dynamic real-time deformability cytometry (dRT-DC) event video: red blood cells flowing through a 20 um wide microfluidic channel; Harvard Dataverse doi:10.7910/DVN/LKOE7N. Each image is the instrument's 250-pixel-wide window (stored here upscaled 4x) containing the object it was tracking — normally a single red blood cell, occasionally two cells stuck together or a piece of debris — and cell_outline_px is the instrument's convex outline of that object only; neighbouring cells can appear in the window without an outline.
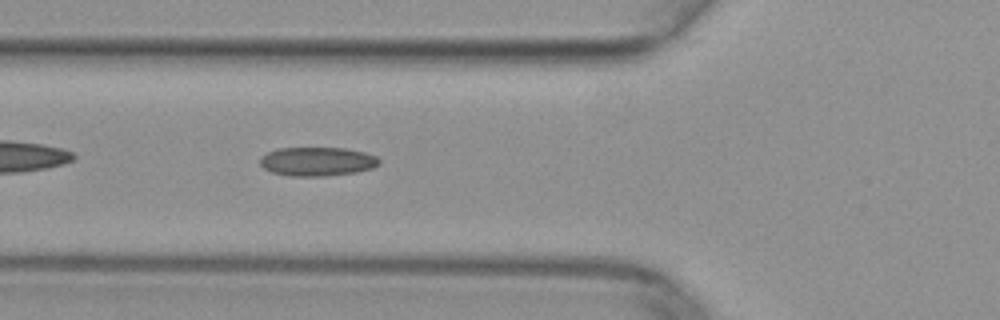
{"species": "common noctule bat (a hibernating species)", "species_latin": "Nyctalus noctula", "temperature_condition": "warm", "stored_images_in_passage": 38, "segment_of_instrument_passage": [1, 2], "camera_frame_rate_fps": 3000, "um_per_image_px": 0.085, "animal": {"sex": "female", "body_mass_g": 29.2, "forearm_length_mm": 56.3}, "frame": {"image": 1, "passage_image": 5, "time_ms": 1.333, "image_size_px": [1000, 320], "cell_outline_px": [[380, 164], [372, 168], [356, 172], [324, 176], [288, 176], [272, 172], [264, 168], [260, 164], [260, 156], [276, 148], [344, 148], [364, 152], [376, 156], [380, 160]], "centroid_in_image_um": [26.95, 13.72], "position_along_channel_um": 98.9, "area_um2": 20.11}}
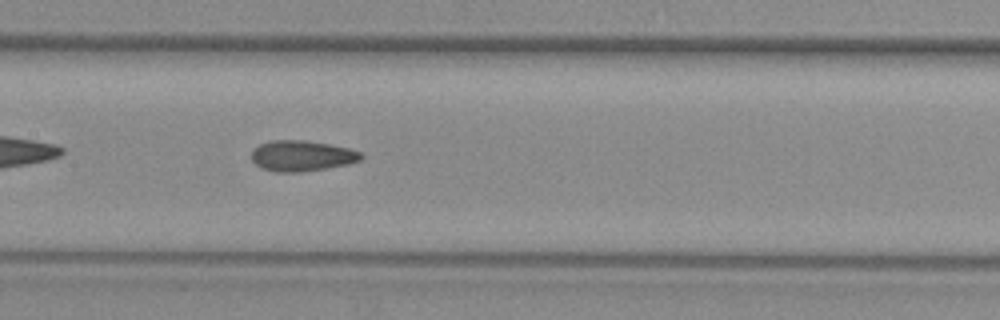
{"frame": {"image": 2, "passage_image": 11, "time_ms": 3.333, "image_size_px": [1000, 320], "cell_outline_px": [[364, 156], [360, 160], [348, 164], [300, 172], [276, 172], [264, 168], [256, 164], [252, 160], [252, 148], [268, 140], [304, 140], [328, 144], [348, 148], [360, 152]], "centroid_in_image_um": [25.63, 13.23], "position_along_channel_um": 181.8, "area_um2": 19.48}}
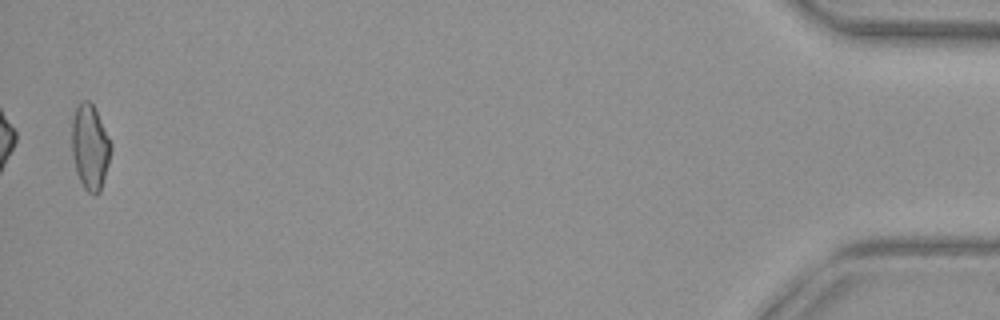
{"frame": {"image": 3, "passage_image": 36, "time_ms": 11.667, "image_size_px": [1000, 320], "cell_outline_px": [[112, 148], [108, 164], [100, 192], [96, 196], [92, 196], [84, 188], [76, 172], [72, 156], [72, 120], [76, 108], [80, 100], [88, 100], [92, 104], [112, 144]], "centroid_in_image_um": [7.64, 12.54], "position_along_channel_um": 427.6, "area_um2": 19.36}}